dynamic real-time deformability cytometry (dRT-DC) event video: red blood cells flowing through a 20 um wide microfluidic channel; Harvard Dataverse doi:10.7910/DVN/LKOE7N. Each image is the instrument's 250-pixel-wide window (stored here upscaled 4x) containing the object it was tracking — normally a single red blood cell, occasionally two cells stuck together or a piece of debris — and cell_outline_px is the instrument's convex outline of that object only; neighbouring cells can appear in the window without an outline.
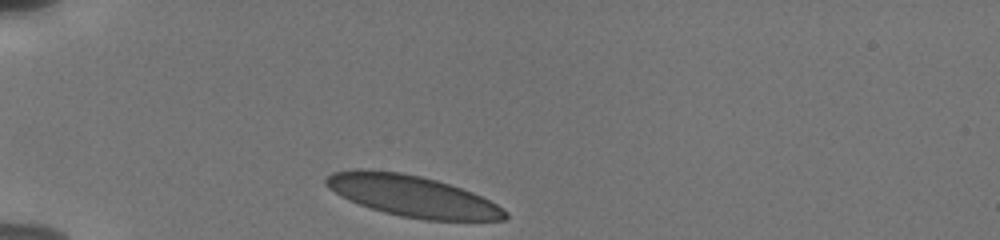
{"species": "human", "species_latin": "Homo sapiens", "temperature_condition": "cold", "stored_images_in_passage": 4, "camera_frame_rate_fps": 3000, "um_per_image_px": 0.085, "donor": {"sex": "male"}, "frame": {"image": 1, "passage_image": 1, "time_ms": 0.0, "image_size_px": [1000, 240], "cell_outline_px": [[508, 216], [504, 220], [424, 220], [400, 216], [384, 212], [360, 204], [340, 196], [328, 188], [324, 184], [324, 180], [332, 172], [356, 168], [364, 168], [400, 172], [420, 176], [436, 180], [472, 192], [496, 204], [508, 212]], "centroid_in_image_um": [35.0, 16.65], "position_along_channel_um": 50.0, "area_um2": 42.95}}